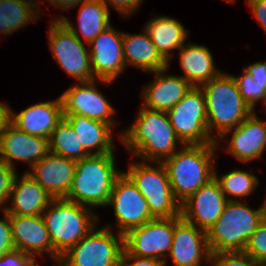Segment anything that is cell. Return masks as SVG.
I'll return each mask as SVG.
<instances>
[{"label":"cell","instance_id":"cell-1","mask_svg":"<svg viewBox=\"0 0 266 266\" xmlns=\"http://www.w3.org/2000/svg\"><path fill=\"white\" fill-rule=\"evenodd\" d=\"M137 114L133 125L119 136L133 155L157 163L172 156L178 150L177 143L183 146L174 132L167 112L142 106Z\"/></svg>","mask_w":266,"mask_h":266},{"label":"cell","instance_id":"cell-2","mask_svg":"<svg viewBox=\"0 0 266 266\" xmlns=\"http://www.w3.org/2000/svg\"><path fill=\"white\" fill-rule=\"evenodd\" d=\"M91 208L68 201L53 199L42 213L53 246V261L75 246L97 225L99 219Z\"/></svg>","mask_w":266,"mask_h":266},{"label":"cell","instance_id":"cell-3","mask_svg":"<svg viewBox=\"0 0 266 266\" xmlns=\"http://www.w3.org/2000/svg\"><path fill=\"white\" fill-rule=\"evenodd\" d=\"M114 153L91 154L76 161L71 188L64 198L86 207L107 206L116 179L122 174Z\"/></svg>","mask_w":266,"mask_h":266},{"label":"cell","instance_id":"cell-4","mask_svg":"<svg viewBox=\"0 0 266 266\" xmlns=\"http://www.w3.org/2000/svg\"><path fill=\"white\" fill-rule=\"evenodd\" d=\"M217 144L183 145V149L162 161L174 197L182 203L214 178Z\"/></svg>","mask_w":266,"mask_h":266},{"label":"cell","instance_id":"cell-5","mask_svg":"<svg viewBox=\"0 0 266 266\" xmlns=\"http://www.w3.org/2000/svg\"><path fill=\"white\" fill-rule=\"evenodd\" d=\"M201 89L206 99L208 132L215 141L253 112L241 97L234 75L221 72ZM213 129H216L217 135H212Z\"/></svg>","mask_w":266,"mask_h":266},{"label":"cell","instance_id":"cell-6","mask_svg":"<svg viewBox=\"0 0 266 266\" xmlns=\"http://www.w3.org/2000/svg\"><path fill=\"white\" fill-rule=\"evenodd\" d=\"M264 218L263 205L252 209L238 200L228 201L220 217L206 232L211 253L244 251Z\"/></svg>","mask_w":266,"mask_h":266},{"label":"cell","instance_id":"cell-7","mask_svg":"<svg viewBox=\"0 0 266 266\" xmlns=\"http://www.w3.org/2000/svg\"><path fill=\"white\" fill-rule=\"evenodd\" d=\"M157 164L151 166L145 162H133L123 173L144 196L155 218L181 216V203L174 197L166 168L162 162Z\"/></svg>","mask_w":266,"mask_h":266},{"label":"cell","instance_id":"cell-8","mask_svg":"<svg viewBox=\"0 0 266 266\" xmlns=\"http://www.w3.org/2000/svg\"><path fill=\"white\" fill-rule=\"evenodd\" d=\"M115 237L110 226L95 227L60 257L58 266H118L124 250V236Z\"/></svg>","mask_w":266,"mask_h":266},{"label":"cell","instance_id":"cell-9","mask_svg":"<svg viewBox=\"0 0 266 266\" xmlns=\"http://www.w3.org/2000/svg\"><path fill=\"white\" fill-rule=\"evenodd\" d=\"M167 115L183 145L218 144L208 132L206 99L201 87H192Z\"/></svg>","mask_w":266,"mask_h":266},{"label":"cell","instance_id":"cell-10","mask_svg":"<svg viewBox=\"0 0 266 266\" xmlns=\"http://www.w3.org/2000/svg\"><path fill=\"white\" fill-rule=\"evenodd\" d=\"M49 27V46L60 67L79 82L95 80L90 53L81 39L60 20Z\"/></svg>","mask_w":266,"mask_h":266},{"label":"cell","instance_id":"cell-11","mask_svg":"<svg viewBox=\"0 0 266 266\" xmlns=\"http://www.w3.org/2000/svg\"><path fill=\"white\" fill-rule=\"evenodd\" d=\"M175 217L154 218L124 235V249L133 256L163 260L170 252ZM167 253V254H166Z\"/></svg>","mask_w":266,"mask_h":266},{"label":"cell","instance_id":"cell-12","mask_svg":"<svg viewBox=\"0 0 266 266\" xmlns=\"http://www.w3.org/2000/svg\"><path fill=\"white\" fill-rule=\"evenodd\" d=\"M107 205L113 206L118 233L123 236L155 218L144 196L123 172L114 183Z\"/></svg>","mask_w":266,"mask_h":266},{"label":"cell","instance_id":"cell-13","mask_svg":"<svg viewBox=\"0 0 266 266\" xmlns=\"http://www.w3.org/2000/svg\"><path fill=\"white\" fill-rule=\"evenodd\" d=\"M228 201L213 178L181 203V217L199 229L208 231L222 214Z\"/></svg>","mask_w":266,"mask_h":266},{"label":"cell","instance_id":"cell-14","mask_svg":"<svg viewBox=\"0 0 266 266\" xmlns=\"http://www.w3.org/2000/svg\"><path fill=\"white\" fill-rule=\"evenodd\" d=\"M122 42L123 32L110 26L88 45L94 77L105 84L114 82L126 68Z\"/></svg>","mask_w":266,"mask_h":266},{"label":"cell","instance_id":"cell-15","mask_svg":"<svg viewBox=\"0 0 266 266\" xmlns=\"http://www.w3.org/2000/svg\"><path fill=\"white\" fill-rule=\"evenodd\" d=\"M63 115H81L113 127V106L96 88L95 80L80 82L61 94Z\"/></svg>","mask_w":266,"mask_h":266},{"label":"cell","instance_id":"cell-16","mask_svg":"<svg viewBox=\"0 0 266 266\" xmlns=\"http://www.w3.org/2000/svg\"><path fill=\"white\" fill-rule=\"evenodd\" d=\"M175 266H201L202 260L210 262L211 251L207 242L206 231L175 217V230L169 252Z\"/></svg>","mask_w":266,"mask_h":266},{"label":"cell","instance_id":"cell-17","mask_svg":"<svg viewBox=\"0 0 266 266\" xmlns=\"http://www.w3.org/2000/svg\"><path fill=\"white\" fill-rule=\"evenodd\" d=\"M76 171V160L49 152L27 173L37 181L53 199L65 198L71 188Z\"/></svg>","mask_w":266,"mask_h":266},{"label":"cell","instance_id":"cell-18","mask_svg":"<svg viewBox=\"0 0 266 266\" xmlns=\"http://www.w3.org/2000/svg\"><path fill=\"white\" fill-rule=\"evenodd\" d=\"M2 162L15 169L13 160L27 162L30 167L49 152V139L30 135L12 123L0 140Z\"/></svg>","mask_w":266,"mask_h":266},{"label":"cell","instance_id":"cell-19","mask_svg":"<svg viewBox=\"0 0 266 266\" xmlns=\"http://www.w3.org/2000/svg\"><path fill=\"white\" fill-rule=\"evenodd\" d=\"M229 132L232 137L226 148L228 153L244 163L261 158L266 148V121L259 120L254 111L234 130L226 131L219 139L223 140Z\"/></svg>","mask_w":266,"mask_h":266},{"label":"cell","instance_id":"cell-20","mask_svg":"<svg viewBox=\"0 0 266 266\" xmlns=\"http://www.w3.org/2000/svg\"><path fill=\"white\" fill-rule=\"evenodd\" d=\"M15 249L30 256L47 253L53 259V246L42 215H9Z\"/></svg>","mask_w":266,"mask_h":266},{"label":"cell","instance_id":"cell-21","mask_svg":"<svg viewBox=\"0 0 266 266\" xmlns=\"http://www.w3.org/2000/svg\"><path fill=\"white\" fill-rule=\"evenodd\" d=\"M167 68L169 66L153 72L155 80L144 86L142 98L145 108L168 112L193 87L181 76L165 74Z\"/></svg>","mask_w":266,"mask_h":266},{"label":"cell","instance_id":"cell-22","mask_svg":"<svg viewBox=\"0 0 266 266\" xmlns=\"http://www.w3.org/2000/svg\"><path fill=\"white\" fill-rule=\"evenodd\" d=\"M63 118V105L59 96L55 101L31 105L17 115L12 111L11 122L30 135L49 139Z\"/></svg>","mask_w":266,"mask_h":266},{"label":"cell","instance_id":"cell-23","mask_svg":"<svg viewBox=\"0 0 266 266\" xmlns=\"http://www.w3.org/2000/svg\"><path fill=\"white\" fill-rule=\"evenodd\" d=\"M52 200L53 197L25 172L23 176L16 175L9 197L12 205L3 207V211L9 215H42Z\"/></svg>","mask_w":266,"mask_h":266},{"label":"cell","instance_id":"cell-24","mask_svg":"<svg viewBox=\"0 0 266 266\" xmlns=\"http://www.w3.org/2000/svg\"><path fill=\"white\" fill-rule=\"evenodd\" d=\"M122 48L126 66L132 65L150 73L169 66L145 28L143 33L138 35L123 32Z\"/></svg>","mask_w":266,"mask_h":266},{"label":"cell","instance_id":"cell-25","mask_svg":"<svg viewBox=\"0 0 266 266\" xmlns=\"http://www.w3.org/2000/svg\"><path fill=\"white\" fill-rule=\"evenodd\" d=\"M188 44L179 49V62L185 73L181 77L193 87H201L221 72L214 67L212 54L206 46Z\"/></svg>","mask_w":266,"mask_h":266},{"label":"cell","instance_id":"cell-26","mask_svg":"<svg viewBox=\"0 0 266 266\" xmlns=\"http://www.w3.org/2000/svg\"><path fill=\"white\" fill-rule=\"evenodd\" d=\"M70 123L83 148L91 154L114 153L112 126L81 115H64ZM97 150L93 153L92 150Z\"/></svg>","mask_w":266,"mask_h":266},{"label":"cell","instance_id":"cell-27","mask_svg":"<svg viewBox=\"0 0 266 266\" xmlns=\"http://www.w3.org/2000/svg\"><path fill=\"white\" fill-rule=\"evenodd\" d=\"M79 4H81L78 16L79 30L71 24L72 22L67 17L60 16L61 18L57 17V19H60L79 39L81 38L78 31L81 32L89 45L100 33L112 26L109 19L110 9L101 0H83Z\"/></svg>","mask_w":266,"mask_h":266},{"label":"cell","instance_id":"cell-28","mask_svg":"<svg viewBox=\"0 0 266 266\" xmlns=\"http://www.w3.org/2000/svg\"><path fill=\"white\" fill-rule=\"evenodd\" d=\"M152 42L156 46L161 56L169 63L172 50H179L188 36V30H185L182 23L171 17H154L145 25Z\"/></svg>","mask_w":266,"mask_h":266},{"label":"cell","instance_id":"cell-29","mask_svg":"<svg viewBox=\"0 0 266 266\" xmlns=\"http://www.w3.org/2000/svg\"><path fill=\"white\" fill-rule=\"evenodd\" d=\"M37 7L33 0H0V32L9 35L34 21L41 13Z\"/></svg>","mask_w":266,"mask_h":266},{"label":"cell","instance_id":"cell-30","mask_svg":"<svg viewBox=\"0 0 266 266\" xmlns=\"http://www.w3.org/2000/svg\"><path fill=\"white\" fill-rule=\"evenodd\" d=\"M50 152L73 160L90 155L81 145L70 123L63 118L49 138Z\"/></svg>","mask_w":266,"mask_h":266},{"label":"cell","instance_id":"cell-31","mask_svg":"<svg viewBox=\"0 0 266 266\" xmlns=\"http://www.w3.org/2000/svg\"><path fill=\"white\" fill-rule=\"evenodd\" d=\"M214 178L218 181L222 192L226 195L234 197H246L254 192V189L259 184V179L252 173L235 169L227 174L218 177L214 171Z\"/></svg>","mask_w":266,"mask_h":266},{"label":"cell","instance_id":"cell-32","mask_svg":"<svg viewBox=\"0 0 266 266\" xmlns=\"http://www.w3.org/2000/svg\"><path fill=\"white\" fill-rule=\"evenodd\" d=\"M240 95L245 103L254 111L255 105L266 97V82L254 81L252 76L243 71V74L234 76Z\"/></svg>","mask_w":266,"mask_h":266},{"label":"cell","instance_id":"cell-33","mask_svg":"<svg viewBox=\"0 0 266 266\" xmlns=\"http://www.w3.org/2000/svg\"><path fill=\"white\" fill-rule=\"evenodd\" d=\"M210 266H266L244 251L211 253Z\"/></svg>","mask_w":266,"mask_h":266},{"label":"cell","instance_id":"cell-34","mask_svg":"<svg viewBox=\"0 0 266 266\" xmlns=\"http://www.w3.org/2000/svg\"><path fill=\"white\" fill-rule=\"evenodd\" d=\"M244 252L257 262L266 265V218L250 236Z\"/></svg>","mask_w":266,"mask_h":266},{"label":"cell","instance_id":"cell-35","mask_svg":"<svg viewBox=\"0 0 266 266\" xmlns=\"http://www.w3.org/2000/svg\"><path fill=\"white\" fill-rule=\"evenodd\" d=\"M17 171L5 163L0 164V207L9 201ZM4 204V205H3Z\"/></svg>","mask_w":266,"mask_h":266},{"label":"cell","instance_id":"cell-36","mask_svg":"<svg viewBox=\"0 0 266 266\" xmlns=\"http://www.w3.org/2000/svg\"><path fill=\"white\" fill-rule=\"evenodd\" d=\"M0 266H36L34 256L13 249L0 257Z\"/></svg>","mask_w":266,"mask_h":266},{"label":"cell","instance_id":"cell-37","mask_svg":"<svg viewBox=\"0 0 266 266\" xmlns=\"http://www.w3.org/2000/svg\"><path fill=\"white\" fill-rule=\"evenodd\" d=\"M4 219H0V257L5 253L15 249L12 241L11 223L9 213L4 210Z\"/></svg>","mask_w":266,"mask_h":266},{"label":"cell","instance_id":"cell-38","mask_svg":"<svg viewBox=\"0 0 266 266\" xmlns=\"http://www.w3.org/2000/svg\"><path fill=\"white\" fill-rule=\"evenodd\" d=\"M129 261H132V263ZM118 266H166L165 261L142 258L130 255L125 249L122 252Z\"/></svg>","mask_w":266,"mask_h":266},{"label":"cell","instance_id":"cell-39","mask_svg":"<svg viewBox=\"0 0 266 266\" xmlns=\"http://www.w3.org/2000/svg\"><path fill=\"white\" fill-rule=\"evenodd\" d=\"M107 7L112 5L121 15L127 16L139 7L142 0H101ZM108 4V5H107Z\"/></svg>","mask_w":266,"mask_h":266},{"label":"cell","instance_id":"cell-40","mask_svg":"<svg viewBox=\"0 0 266 266\" xmlns=\"http://www.w3.org/2000/svg\"><path fill=\"white\" fill-rule=\"evenodd\" d=\"M254 17L266 31V0H247Z\"/></svg>","mask_w":266,"mask_h":266},{"label":"cell","instance_id":"cell-41","mask_svg":"<svg viewBox=\"0 0 266 266\" xmlns=\"http://www.w3.org/2000/svg\"><path fill=\"white\" fill-rule=\"evenodd\" d=\"M254 81L266 82V62H256L244 69Z\"/></svg>","mask_w":266,"mask_h":266},{"label":"cell","instance_id":"cell-42","mask_svg":"<svg viewBox=\"0 0 266 266\" xmlns=\"http://www.w3.org/2000/svg\"><path fill=\"white\" fill-rule=\"evenodd\" d=\"M12 110L9 105L0 102V140L11 122Z\"/></svg>","mask_w":266,"mask_h":266},{"label":"cell","instance_id":"cell-43","mask_svg":"<svg viewBox=\"0 0 266 266\" xmlns=\"http://www.w3.org/2000/svg\"><path fill=\"white\" fill-rule=\"evenodd\" d=\"M50 2L55 7H59L61 9H69L74 8L76 5L78 6L79 3L83 0H46Z\"/></svg>","mask_w":266,"mask_h":266},{"label":"cell","instance_id":"cell-44","mask_svg":"<svg viewBox=\"0 0 266 266\" xmlns=\"http://www.w3.org/2000/svg\"><path fill=\"white\" fill-rule=\"evenodd\" d=\"M263 210H264V214H265V218H266V200H264Z\"/></svg>","mask_w":266,"mask_h":266},{"label":"cell","instance_id":"cell-45","mask_svg":"<svg viewBox=\"0 0 266 266\" xmlns=\"http://www.w3.org/2000/svg\"><path fill=\"white\" fill-rule=\"evenodd\" d=\"M3 163L2 162V158H1V144H0V164Z\"/></svg>","mask_w":266,"mask_h":266},{"label":"cell","instance_id":"cell-46","mask_svg":"<svg viewBox=\"0 0 266 266\" xmlns=\"http://www.w3.org/2000/svg\"><path fill=\"white\" fill-rule=\"evenodd\" d=\"M226 1H228L229 3H230V2H232V3L235 2V0H226Z\"/></svg>","mask_w":266,"mask_h":266},{"label":"cell","instance_id":"cell-47","mask_svg":"<svg viewBox=\"0 0 266 266\" xmlns=\"http://www.w3.org/2000/svg\"><path fill=\"white\" fill-rule=\"evenodd\" d=\"M264 103H265V105H266V97L262 100Z\"/></svg>","mask_w":266,"mask_h":266}]
</instances>
